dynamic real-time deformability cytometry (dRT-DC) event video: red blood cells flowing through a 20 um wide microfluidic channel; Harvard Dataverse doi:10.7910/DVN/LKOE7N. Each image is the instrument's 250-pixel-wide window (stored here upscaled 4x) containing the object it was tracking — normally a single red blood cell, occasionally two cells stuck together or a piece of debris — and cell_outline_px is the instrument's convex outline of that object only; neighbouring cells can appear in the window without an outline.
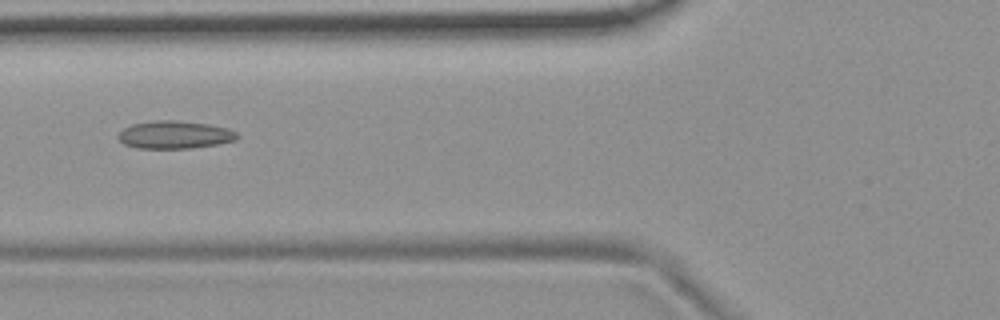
{"species": "common noctule bat (a hibernating species)", "species_latin": "Nyctalus noctula", "temperature_condition": "room temperature", "stored_images_in_passage": 7, "camera_frame_rate_fps": 3000, "um_per_image_px": 0.085, "animal": {"sex": "female", "body_mass_g": 19.9}, "frame": {"image": 1, "passage_image": 5, "time_ms": 4.667, "image_size_px": [1000, 320], "cell_outline_px": [[240, 136], [236, 140], [216, 144], [192, 148], [136, 148], [124, 144], [116, 136], [124, 128], [132, 124], [156, 120], [176, 120], [208, 124], [228, 128], [236, 132]], "centroid_in_image_um": [14.85, 11.45], "position_along_channel_um": 111.0, "area_um2": 19.25}}
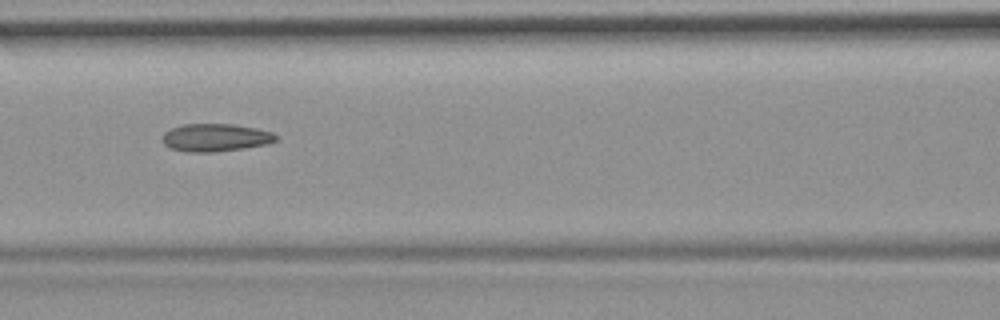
{"frame": {"image": 2, "passage_image": 6, "time_ms": 5.667, "image_size_px": [1000, 320], "cell_outline_px": [[280, 136], [276, 140], [268, 144], [216, 152], [188, 152], [168, 148], [164, 144], [160, 136], [164, 132], [172, 128], [184, 124], [232, 124], [256, 128], [272, 132]], "centroid_in_image_um": [18.3, 11.7], "position_along_channel_um": 148.3, "area_um2": 18.55}}